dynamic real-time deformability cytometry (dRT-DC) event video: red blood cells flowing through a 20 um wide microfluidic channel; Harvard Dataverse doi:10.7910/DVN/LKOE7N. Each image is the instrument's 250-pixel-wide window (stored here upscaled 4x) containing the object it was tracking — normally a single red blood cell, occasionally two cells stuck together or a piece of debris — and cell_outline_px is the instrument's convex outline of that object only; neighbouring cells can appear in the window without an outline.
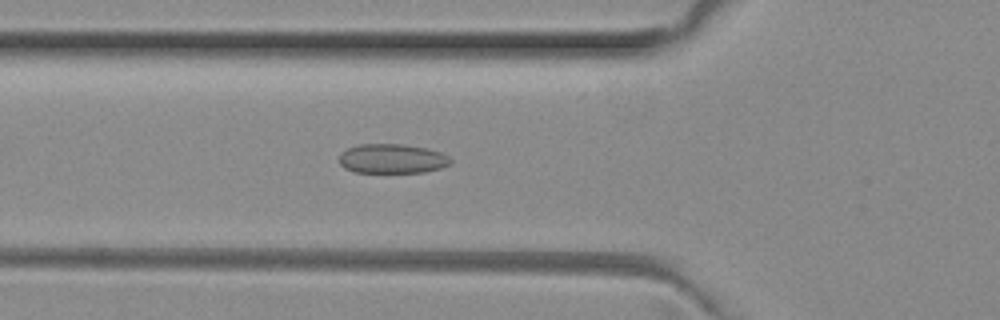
{"species": "common noctule bat (a hibernating species)", "species_latin": "Nyctalus noctula", "temperature_condition": "room temperature", "stored_images_in_passage": 50, "camera_frame_rate_fps": 3000, "um_per_image_px": 0.085, "animal": {"sex": "female", "body_mass_g": 29.2, "forearm_length_mm": 56.3}, "frame": {"image": 1, "passage_image": 17, "time_ms": 5.333, "image_size_px": [1000, 320], "cell_outline_px": [[452, 164], [440, 168], [424, 172], [356, 172], [344, 168], [340, 164], [340, 152], [356, 144], [404, 144], [428, 148], [440, 152], [448, 156], [452, 160]], "centroid_in_image_um": [33.34, 13.48], "position_along_channel_um": 92.5, "area_um2": 19.25}}
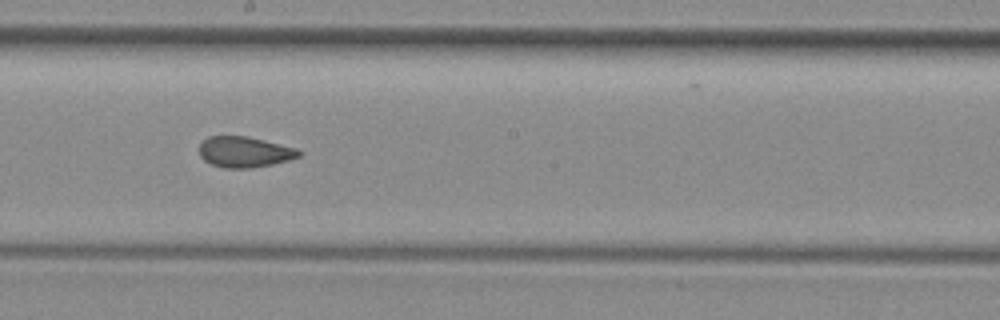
{"frame": {"image": 2, "passage_image": 27, "time_ms": 8.667, "image_size_px": [1000, 320], "cell_outline_px": [[300, 156], [288, 160], [272, 164], [252, 168], [224, 168], [212, 164], [204, 160], [200, 156], [200, 144], [208, 136], [248, 136], [296, 148], [300, 152]], "centroid_in_image_um": [20.77, 12.91], "position_along_channel_um": 227.4, "area_um2": 17.74}}
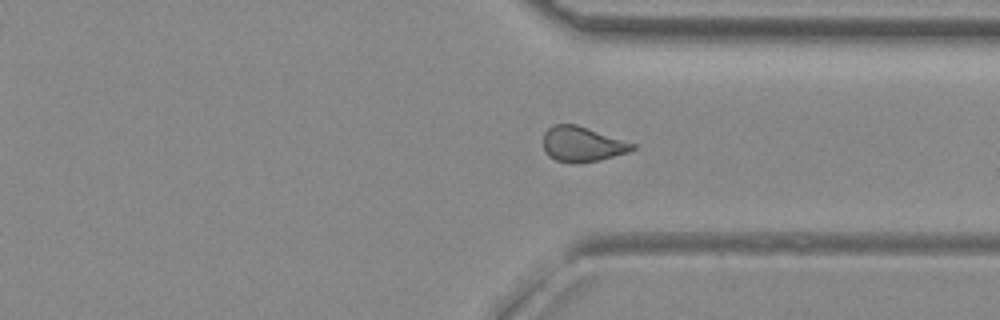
{"frame": {"image": 3, "passage_image": 37, "time_ms": 12.0, "image_size_px": [1000, 320], "cell_outline_px": [[636, 148], [628, 152], [600, 160], [576, 164], [572, 164], [556, 160], [548, 156], [544, 148], [544, 132], [548, 128], [556, 124], [576, 124], [636, 144]], "centroid_in_image_um": [49.49, 12.27], "position_along_channel_um": 361.9, "area_um2": 18.26}, "authors_computed_cell_mechanics": {"area_um2": 18.9584, "velocity_mm_per_s": 4.0331, "shape_relaxation_time_tau1_ms": null, "shape_relaxation_time_tau2_ms": 1.7581, "deformation_change_tau1": null, "deformation_change_tau2": 0.077}}